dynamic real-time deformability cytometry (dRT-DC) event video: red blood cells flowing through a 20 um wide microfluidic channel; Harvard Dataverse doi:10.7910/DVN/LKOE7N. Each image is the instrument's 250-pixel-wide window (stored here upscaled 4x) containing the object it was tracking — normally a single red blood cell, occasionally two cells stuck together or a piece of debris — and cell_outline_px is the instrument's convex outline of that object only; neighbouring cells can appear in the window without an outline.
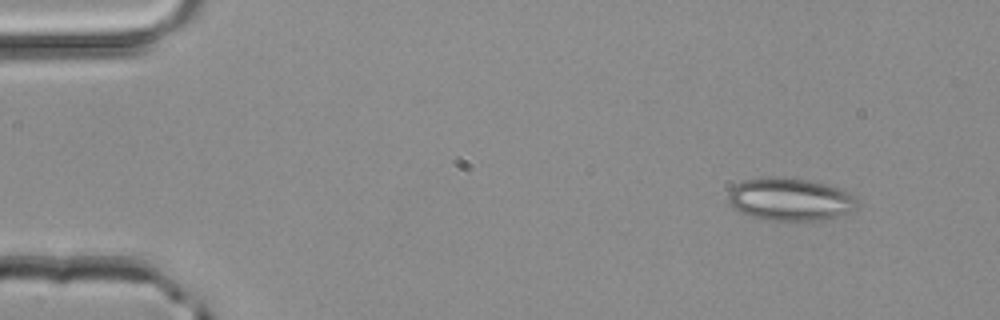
{"species": "common noctule bat (a hibernating species)", "species_latin": "Nyctalus noctula", "temperature_condition": "room temperature", "stored_images_in_passage": 3, "camera_frame_rate_fps": 3000, "um_per_image_px": 0.085, "animal": {"sex": "male", "body_mass_g": 20.4}, "frame": {"image": 1, "passage_image": 1, "time_ms": 0.0, "image_size_px": [1000, 320], "cell_outline_px": [[856, 208], [852, 212], [824, 220], [764, 220], [748, 216], [732, 208], [728, 200], [728, 192], [736, 184], [744, 180], [768, 176], [780, 176], [812, 180], [840, 188], [848, 192], [856, 200]], "centroid_in_image_um": [67.13, 16.94], "position_along_channel_um": 17.9, "area_um2": 32.54}}